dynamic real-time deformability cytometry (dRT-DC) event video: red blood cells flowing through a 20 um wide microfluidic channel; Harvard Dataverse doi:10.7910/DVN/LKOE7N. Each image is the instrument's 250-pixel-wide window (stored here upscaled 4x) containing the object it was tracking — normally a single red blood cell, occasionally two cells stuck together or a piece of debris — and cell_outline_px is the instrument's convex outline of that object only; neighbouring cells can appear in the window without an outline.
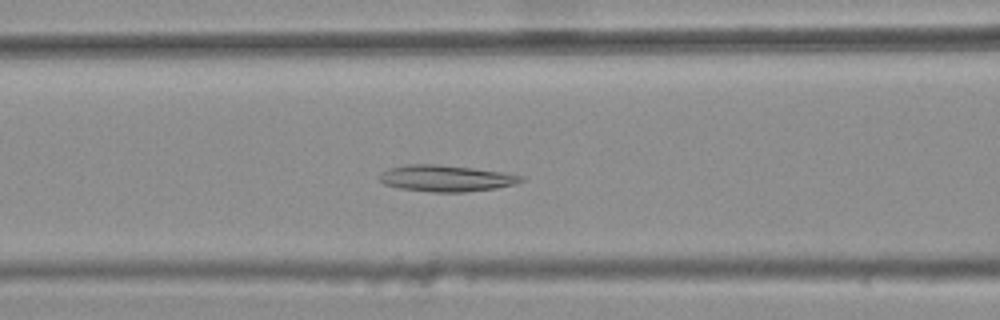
{"species": "common noctule bat (a hibernating species)", "species_latin": "Nyctalus noctula", "temperature_condition": "warm", "stored_images_in_passage": 33, "camera_frame_rate_fps": 3000, "um_per_image_px": 0.085, "animal": {"sex": "female", "body_mass_g": 25.1}, "frame": {"image": 1, "passage_image": 10, "time_ms": 3.0, "image_size_px": [1000, 320], "cell_outline_px": [[524, 180], [516, 184], [496, 188], [464, 192], [432, 192], [400, 188], [384, 184], [380, 180], [380, 172], [388, 168], [408, 164], [436, 164], [472, 168], [500, 172], [524, 176]], "centroid_in_image_um": [37.9, 15.15], "position_along_channel_um": 128.7, "area_um2": 21.68}}
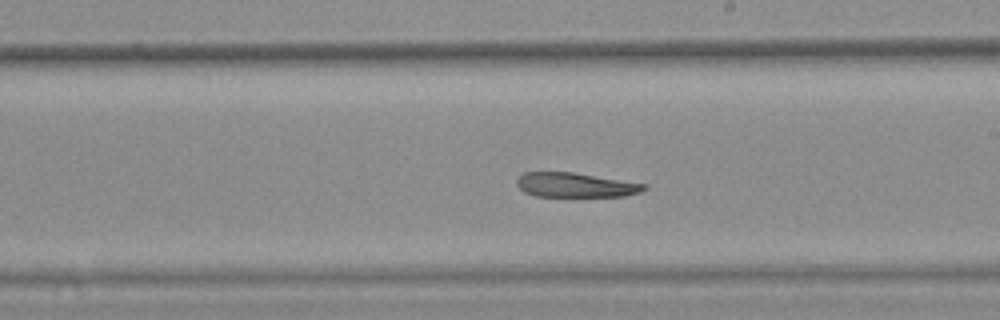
{"frame": {"image": 2, "passage_image": 19, "time_ms": 6.0, "image_size_px": [1000, 320], "cell_outline_px": [[648, 188], [640, 192], [624, 196], [536, 196], [524, 192], [516, 184], [516, 180], [524, 172], [572, 172], [648, 184]], "centroid_in_image_um": [48.93, 15.72], "position_along_channel_um": 240.1, "area_um2": 18.15}}
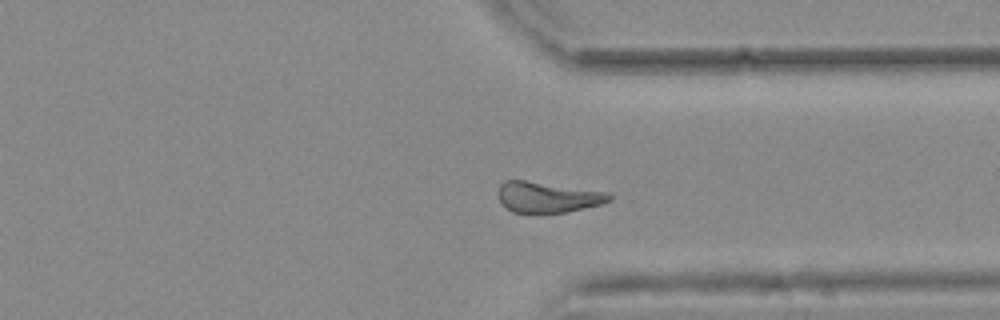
{"frame": {"image": 3, "passage_image": 29, "time_ms": 9.333, "image_size_px": [1000, 320], "cell_outline_px": [[612, 200], [600, 204], [568, 212], [512, 212], [500, 200], [496, 192], [500, 184], [504, 180], [524, 180], [608, 192], [612, 196]], "centroid_in_image_um": [46.54, 16.74], "position_along_channel_um": 364.9, "area_um2": 19.71}}